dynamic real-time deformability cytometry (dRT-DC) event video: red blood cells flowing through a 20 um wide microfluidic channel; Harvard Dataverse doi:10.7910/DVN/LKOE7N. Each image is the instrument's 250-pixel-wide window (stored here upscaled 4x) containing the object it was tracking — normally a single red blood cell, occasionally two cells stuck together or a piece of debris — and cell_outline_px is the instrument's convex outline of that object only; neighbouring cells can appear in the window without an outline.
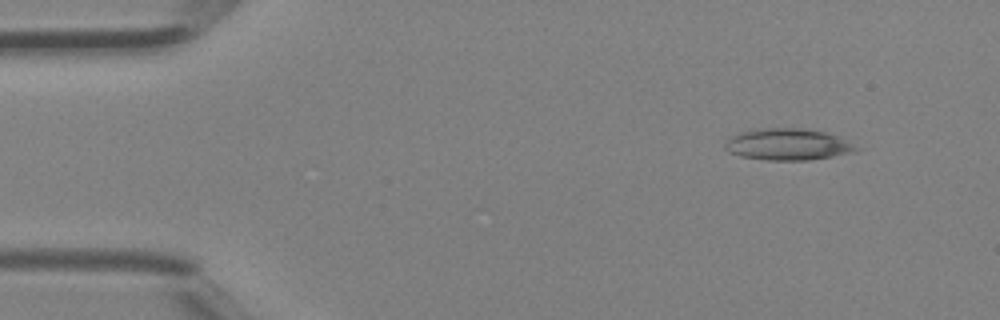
{"species": "Egyptian fruit bat (a non-hibernating species)", "species_latin": "Rousettus aegyptiacus", "temperature_condition": "room temperature", "stored_images_in_passage": 38, "camera_frame_rate_fps": 3000, "um_per_image_px": 0.085, "animal": {"sex": "female"}, "frame": {"image": 1, "passage_image": 1, "time_ms": 0.0, "image_size_px": [1000, 320], "cell_outline_px": [[864, 148], [856, 152], [808, 160], [768, 160], [740, 156], [728, 152], [724, 148], [724, 144], [732, 136], [740, 132], [764, 128], [804, 128], [824, 132], [836, 136]], "centroid_in_image_um": [67.0, 12.28], "position_along_channel_um": 18.0, "area_um2": 24.16}}
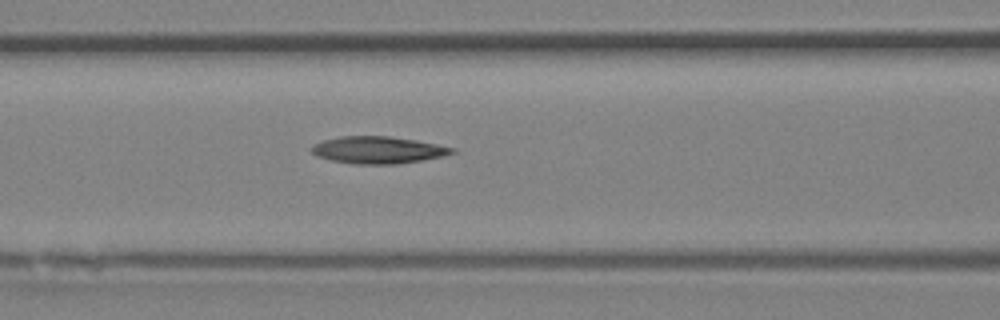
{"frame": {"image": 2, "passage_image": 14, "time_ms": 4.333, "image_size_px": [1000, 320], "cell_outline_px": [[456, 152], [444, 156], [424, 160], [396, 164], [352, 164], [332, 160], [316, 156], [308, 148], [312, 144], [324, 140], [340, 136], [388, 136], [416, 140], [456, 148]], "centroid_in_image_um": [32.12, 12.75], "position_along_channel_um": 134.5, "area_um2": 22.37}}
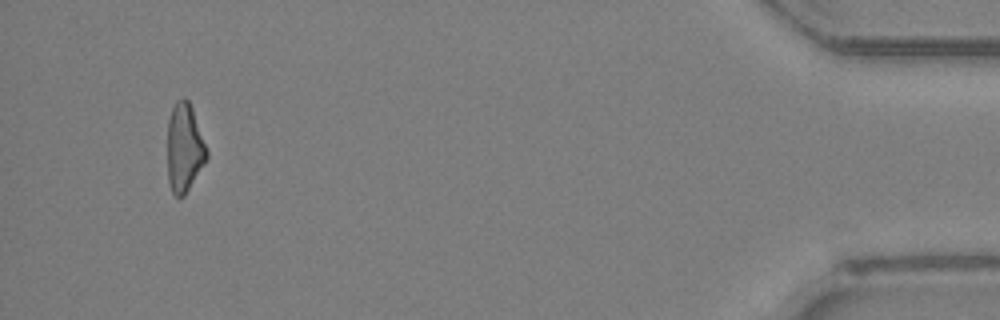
{"frame": {"image": 3, "passage_image": 36, "time_ms": 11.667, "image_size_px": [1000, 320], "cell_outline_px": [[208, 156], [184, 196], [176, 196], [172, 192], [168, 184], [168, 120], [172, 108], [176, 100], [184, 96], [188, 100], [192, 108], [208, 152]], "centroid_in_image_um": [15.65, 12.54], "position_along_channel_um": 419.5, "area_um2": 20.06}}